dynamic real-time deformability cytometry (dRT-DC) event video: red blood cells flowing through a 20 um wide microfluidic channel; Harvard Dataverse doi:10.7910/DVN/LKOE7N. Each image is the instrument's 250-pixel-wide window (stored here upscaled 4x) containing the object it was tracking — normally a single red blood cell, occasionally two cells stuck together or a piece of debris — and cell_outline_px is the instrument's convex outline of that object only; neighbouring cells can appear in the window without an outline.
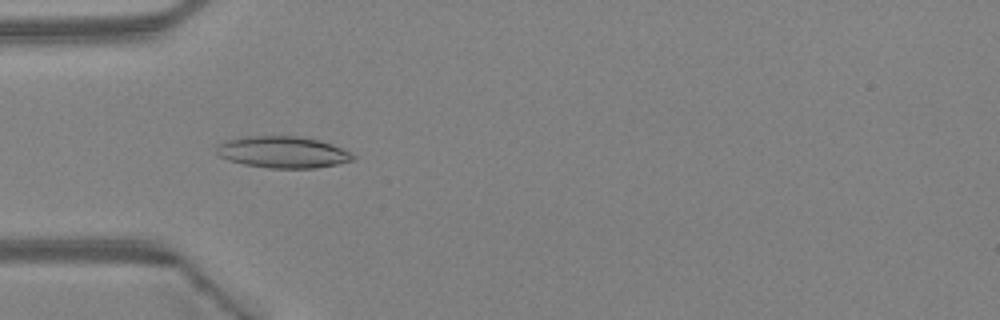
{"species": "Egyptian fruit bat (a non-hibernating species)", "species_latin": "Rousettus aegyptiacus", "temperature_condition": "warm", "stored_images_in_passage": 36, "camera_frame_rate_fps": 3000, "um_per_image_px": 0.085, "animal": {"sex": "female"}, "frame": {"image": 1, "passage_image": 5, "time_ms": 1.333, "image_size_px": [1000, 320], "cell_outline_px": [[356, 160], [316, 168], [268, 168], [244, 164], [228, 160], [220, 156], [216, 152], [216, 144], [228, 140], [248, 136], [296, 136], [316, 140], [332, 144], [356, 156]], "centroid_in_image_um": [24.02, 12.94], "position_along_channel_um": 61.0, "area_um2": 24.97}}
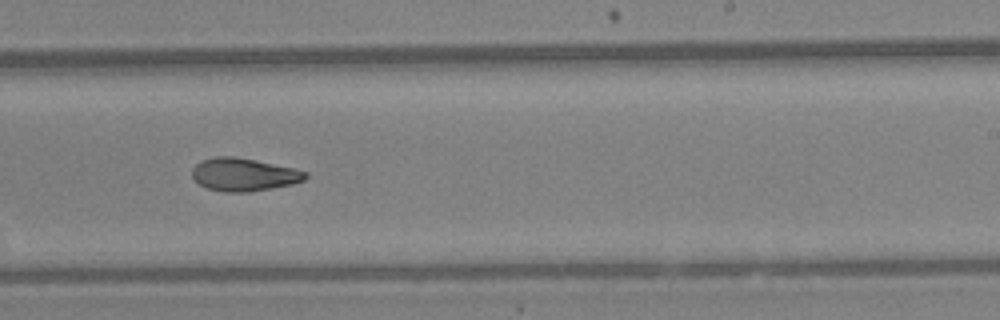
{"frame": {"image": 2, "passage_image": 19, "time_ms": 6.0, "image_size_px": [1000, 320], "cell_outline_px": [[308, 176], [304, 180], [292, 184], [272, 188], [248, 192], [224, 192], [208, 188], [200, 184], [192, 176], [192, 168], [200, 160], [212, 156], [232, 156], [296, 168], [308, 172]], "centroid_in_image_um": [20.73, 14.83], "position_along_channel_um": 268.3, "area_um2": 21.79}}
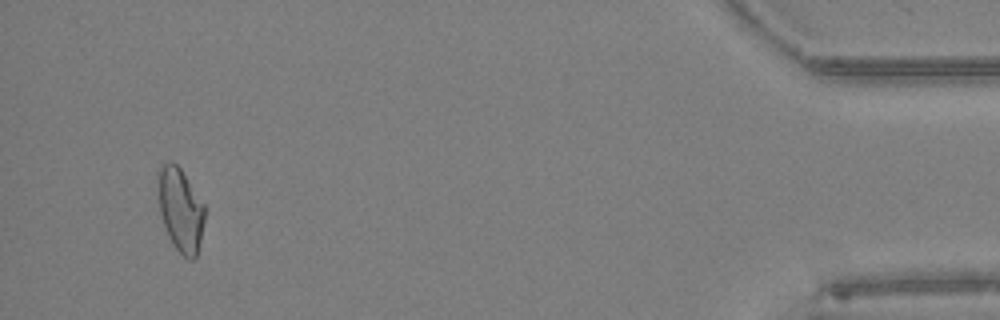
{"frame": {"image": 3, "passage_image": 34, "time_ms": 11.0, "image_size_px": [1000, 320], "cell_outline_px": [[204, 220], [200, 240], [196, 256], [192, 260], [188, 260], [172, 244], [168, 236], [160, 212], [156, 188], [160, 168], [168, 160], [172, 160], [180, 168], [204, 204]], "centroid_in_image_um": [15.32, 17.81], "position_along_channel_um": 419.9, "area_um2": 22.6}, "authors_computed_cell_mechanics": {"area_um2": 22.0507, "velocity_mm_per_s": 4.5083, "shape_relaxation_time_tau1_ms": null, "shape_relaxation_time_tau2_ms": 4.2922, "deformation_change_tau1": null, "deformation_change_tau2": 0.1162}}